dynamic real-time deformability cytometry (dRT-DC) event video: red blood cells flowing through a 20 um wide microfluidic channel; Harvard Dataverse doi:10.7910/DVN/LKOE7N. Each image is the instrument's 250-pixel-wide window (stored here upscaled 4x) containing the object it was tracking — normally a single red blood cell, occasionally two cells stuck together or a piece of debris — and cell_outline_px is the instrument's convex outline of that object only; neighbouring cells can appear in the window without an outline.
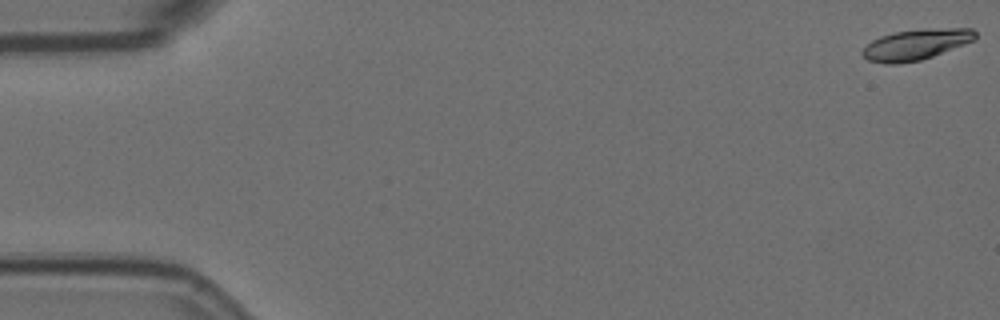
{"species": "Egyptian fruit bat (a non-hibernating species)", "species_latin": "Rousettus aegyptiacus", "temperature_condition": "room temperature", "stored_images_in_passage": 5, "camera_frame_rate_fps": 3000, "um_per_image_px": 0.085, "animal": {"sex": "female"}, "frame": {"image": 1, "passage_image": 1, "time_ms": 0.0, "image_size_px": [1000, 320], "cell_outline_px": [[976, 40], [932, 56], [920, 60], [896, 64], [884, 64], [868, 60], [860, 52], [872, 40], [880, 36], [892, 32], [920, 28], [972, 28], [976, 32]], "centroid_in_image_um": [77.86, 3.77], "position_along_channel_um": 7.1, "area_um2": 20.4}}